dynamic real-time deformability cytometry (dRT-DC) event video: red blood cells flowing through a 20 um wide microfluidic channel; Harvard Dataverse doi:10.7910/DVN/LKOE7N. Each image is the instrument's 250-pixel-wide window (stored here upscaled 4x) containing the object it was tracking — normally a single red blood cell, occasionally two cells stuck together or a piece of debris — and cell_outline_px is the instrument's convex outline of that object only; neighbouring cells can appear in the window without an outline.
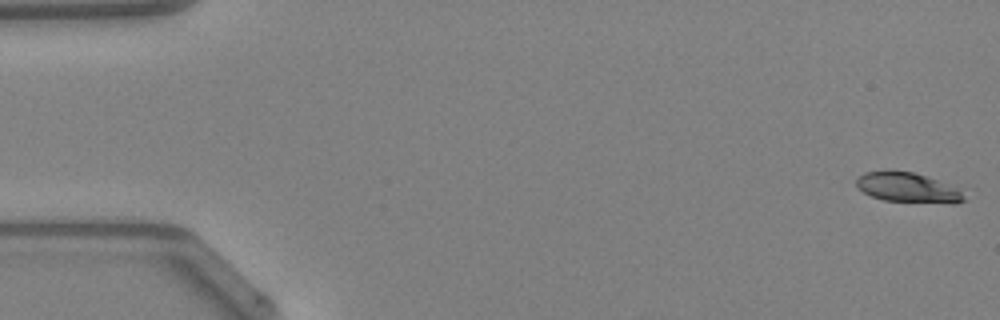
{"species": "Egyptian fruit bat (a non-hibernating species)", "species_latin": "Rousettus aegyptiacus", "temperature_condition": "warm", "stored_images_in_passage": 48, "camera_frame_rate_fps": 3000, "um_per_image_px": 0.085, "animal": {"sex": "female"}, "frame": {"image": 1, "passage_image": 1, "time_ms": 0.0, "image_size_px": [1000, 320], "cell_outline_px": [[964, 200], [956, 204], [952, 204], [884, 200], [872, 196], [864, 192], [856, 184], [856, 180], [864, 172], [884, 168], [912, 172], [936, 180], [960, 192], [964, 196]], "centroid_in_image_um": [77.07, 15.92], "position_along_channel_um": 7.9, "area_um2": 18.55}}
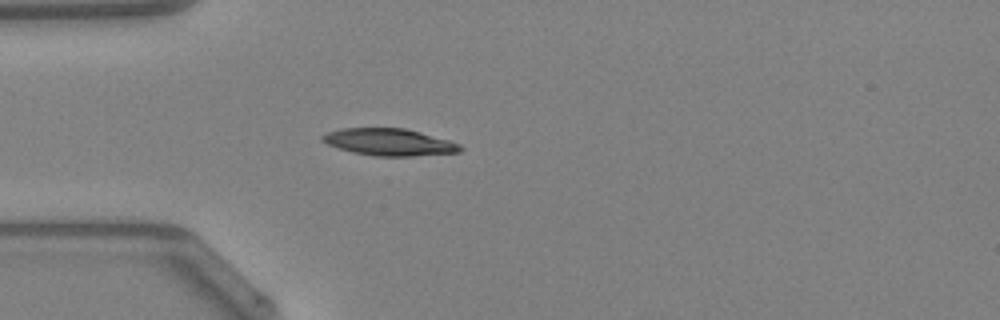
{"frame": {"image": 2, "passage_image": 14, "time_ms": 4.333, "image_size_px": [1000, 320], "cell_outline_px": [[464, 148], [460, 152], [412, 156], [372, 156], [352, 152], [328, 144], [320, 140], [320, 136], [328, 132], [340, 128], [404, 128], [420, 132], [448, 140], [460, 144]], "centroid_in_image_um": [33.07, 12.08], "position_along_channel_um": 51.9, "area_um2": 21.68}}
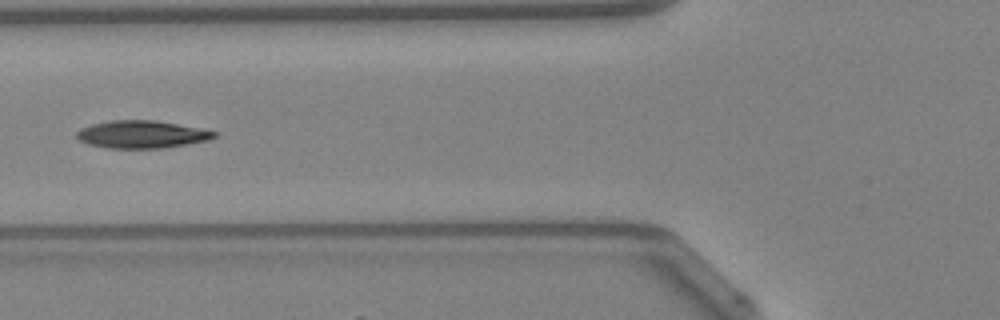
{"frame": {"image": 3, "passage_image": 19, "time_ms": 6.0, "image_size_px": [1000, 320], "cell_outline_px": [[216, 136], [208, 140], [188, 144], [164, 148], [108, 148], [88, 144], [80, 140], [76, 136], [76, 132], [80, 128], [92, 124], [112, 120], [156, 120], [216, 132]], "centroid_in_image_um": [12.0, 11.42], "position_along_channel_um": 113.8, "area_um2": 21.91}, "authors_computed_cell_mechanics": {"area_um2": 21.5305, "velocity_mm_per_s": 4.2579, "shape_relaxation_time_tau1_ms": 5.6871, "shape_relaxation_time_tau2_ms": null, "deformation_change_tau1": 0.1668, "deformation_change_tau2": null}}